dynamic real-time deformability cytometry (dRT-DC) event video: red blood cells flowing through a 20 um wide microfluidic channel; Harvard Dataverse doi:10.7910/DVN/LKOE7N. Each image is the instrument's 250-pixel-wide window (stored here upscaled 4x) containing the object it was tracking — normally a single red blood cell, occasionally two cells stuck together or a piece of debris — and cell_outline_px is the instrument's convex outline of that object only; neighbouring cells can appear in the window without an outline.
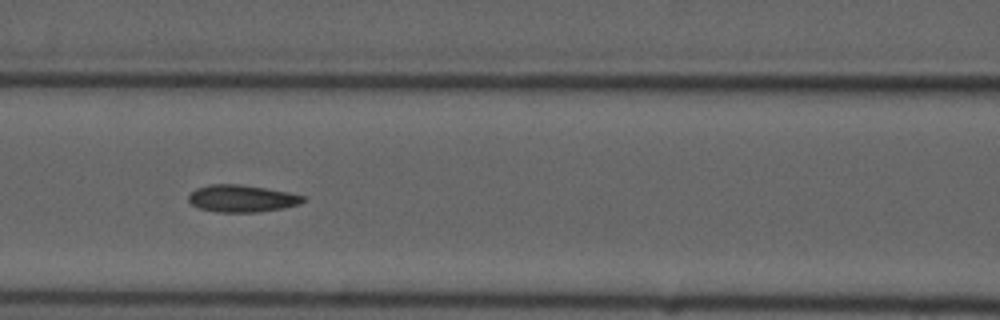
{"species": "common noctule bat (a hibernating species)", "species_latin": "Nyctalus noctula", "temperature_condition": "cold", "stored_images_in_passage": 9, "camera_frame_rate_fps": 3000, "um_per_image_px": 0.085, "animal": {"sex": "male", "forearm_length_mm": 52.5}, "frame": {"image": 1, "passage_image": 6, "time_ms": 5.667, "image_size_px": [1000, 320], "cell_outline_px": [[308, 200], [300, 204], [284, 208], [260, 212], [216, 212], [200, 208], [192, 204], [188, 200], [188, 196], [196, 188], [212, 184], [240, 184], [288, 192], [304, 196]], "centroid_in_image_um": [20.59, 16.88], "position_along_channel_um": 146.0, "area_um2": 18.15}}
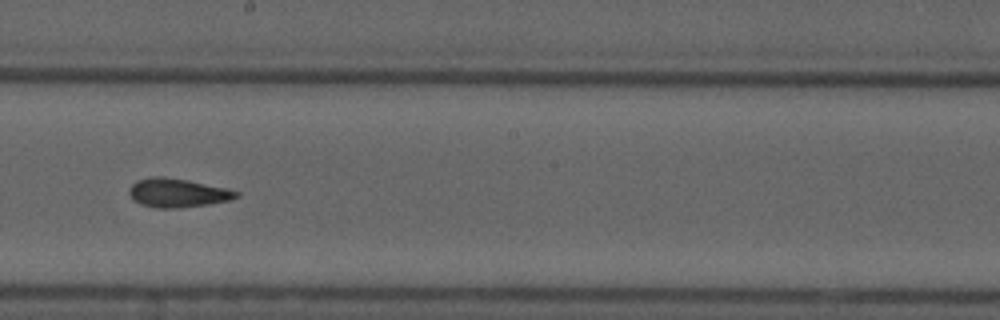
{"frame": {"image": 2, "passage_image": 8, "time_ms": 8.0, "image_size_px": [1000, 320], "cell_outline_px": [[240, 196], [232, 200], [208, 204], [180, 208], [156, 208], [140, 204], [132, 200], [128, 192], [128, 188], [136, 180], [152, 176], [160, 176], [188, 180], [224, 188], [240, 192]], "centroid_in_image_um": [15.06, 16.4], "position_along_channel_um": 233.1, "area_um2": 18.15}}
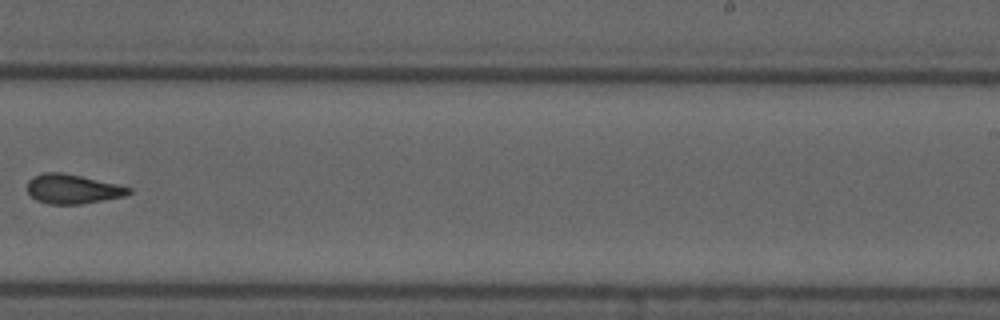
{"frame": {"image": 3, "passage_image": 9, "time_ms": 9.333, "image_size_px": [1000, 320], "cell_outline_px": [[132, 192], [124, 196], [104, 200], [80, 204], [48, 204], [36, 200], [28, 192], [28, 180], [32, 176], [44, 172], [60, 172], [80, 176], [116, 184], [132, 188]], "centroid_in_image_um": [6.15, 16.06], "position_along_channel_um": 282.8, "area_um2": 17.28}}